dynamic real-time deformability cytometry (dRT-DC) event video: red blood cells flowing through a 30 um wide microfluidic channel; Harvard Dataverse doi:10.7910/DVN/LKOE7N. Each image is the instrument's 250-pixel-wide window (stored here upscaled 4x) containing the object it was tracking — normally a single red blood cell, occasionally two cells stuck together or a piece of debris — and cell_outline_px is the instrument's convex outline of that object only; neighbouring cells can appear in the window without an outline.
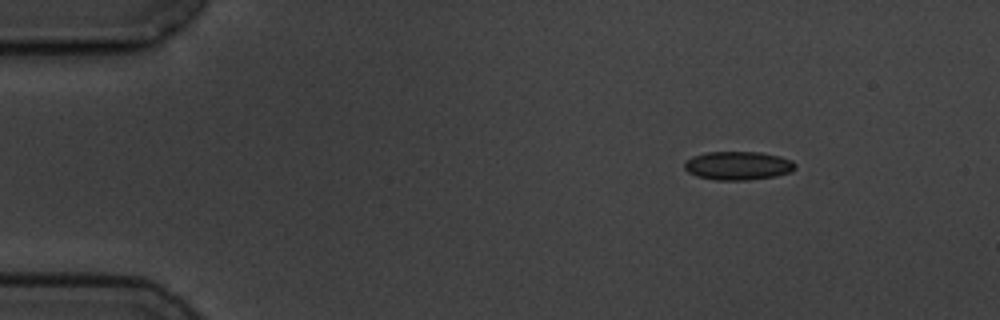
{"species": "common noctule bat (a hibernating species)", "species_latin": "Nyctalus noctula", "temperature_condition": "cold", "stored_images_in_passage": 5, "camera_frame_rate_fps": 3000, "um_per_image_px": 0.085, "animal": {"sex": "male", "body_mass_g": 19.5, "forearm_length_mm": 54.6}, "frame": {"image": 1, "passage_image": 5, "time_ms": 6.0, "image_size_px": [1000, 320], "cell_outline_px": [[796, 168], [792, 172], [776, 176], [748, 180], [716, 180], [696, 176], [688, 172], [684, 168], [684, 164], [692, 156], [708, 152], [760, 152], [780, 156], [792, 160], [796, 164]], "centroid_in_image_um": [62.76, 14.08], "position_along_channel_um": 22.2, "area_um2": 18.55}}